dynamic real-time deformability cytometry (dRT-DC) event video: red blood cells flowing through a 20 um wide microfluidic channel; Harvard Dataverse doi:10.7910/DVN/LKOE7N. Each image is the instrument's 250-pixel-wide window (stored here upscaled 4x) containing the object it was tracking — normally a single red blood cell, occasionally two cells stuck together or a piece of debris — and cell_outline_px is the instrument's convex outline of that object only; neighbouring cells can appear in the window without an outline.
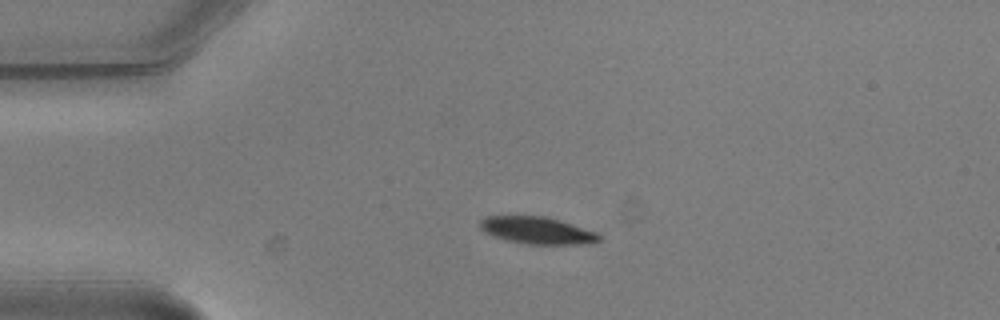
{"species": "common noctule bat (a hibernating species)", "species_latin": "Nyctalus noctula", "temperature_condition": "warm", "stored_images_in_passage": 4, "camera_frame_rate_fps": 3000, "um_per_image_px": 0.085, "animal": {"sex": "male", "body_mass_g": 20.5, "forearm_length_mm": 52.5}, "frame": {"image": 1, "passage_image": 3, "time_ms": 0.667, "image_size_px": [1000, 320], "cell_outline_px": [[600, 240], [592, 244], [524, 244], [508, 240], [484, 232], [480, 228], [480, 220], [484, 216], [544, 216], [560, 220], [596, 232], [600, 236]], "centroid_in_image_um": [45.67, 19.58], "position_along_channel_um": 39.3, "area_um2": 18.73}}